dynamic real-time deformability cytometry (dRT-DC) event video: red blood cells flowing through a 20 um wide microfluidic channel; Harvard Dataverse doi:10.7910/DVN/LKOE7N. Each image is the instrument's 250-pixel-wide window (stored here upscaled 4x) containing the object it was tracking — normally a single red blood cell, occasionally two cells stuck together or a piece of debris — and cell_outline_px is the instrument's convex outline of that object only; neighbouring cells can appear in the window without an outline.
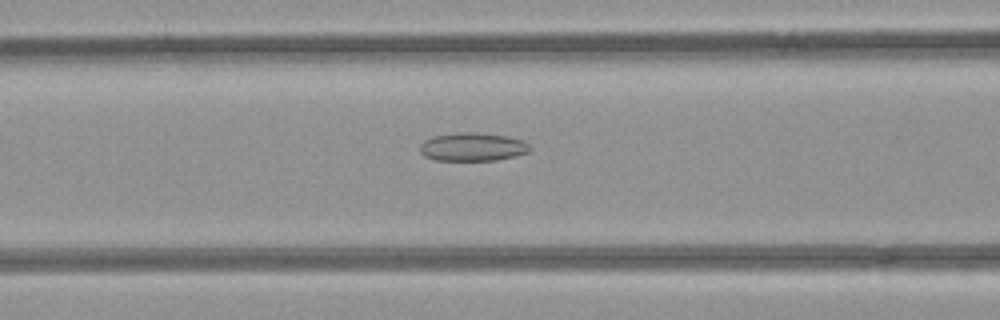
{"species": "common noctule bat (a hibernating species)", "species_latin": "Nyctalus noctula", "temperature_condition": "room temperature", "stored_images_in_passage": 53, "camera_frame_rate_fps": 3000, "um_per_image_px": 0.085, "animal": {"sex": "female", "body_mass_g": 21.9}, "frame": {"image": 1, "passage_image": 22, "time_ms": 7.0, "image_size_px": [1000, 320], "cell_outline_px": [[532, 148], [528, 152], [516, 156], [496, 160], [436, 160], [424, 156], [420, 152], [420, 144], [424, 140], [432, 136], [456, 132], [472, 132], [508, 136], [524, 140]], "centroid_in_image_um": [40.17, 12.48], "position_along_channel_um": 126.4, "area_um2": 18.32}}
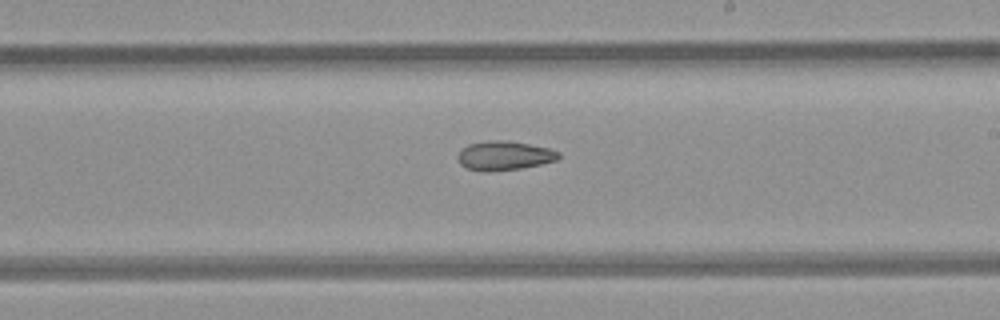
{"frame": {"image": 2, "passage_image": 31, "time_ms": 10.0, "image_size_px": [1000, 320], "cell_outline_px": [[560, 156], [556, 160], [540, 164], [520, 168], [468, 168], [460, 164], [456, 156], [468, 144], [488, 140], [508, 140], [548, 148], [560, 152]], "centroid_in_image_um": [42.9, 13.16], "position_along_channel_um": 246.1, "area_um2": 16.24}}
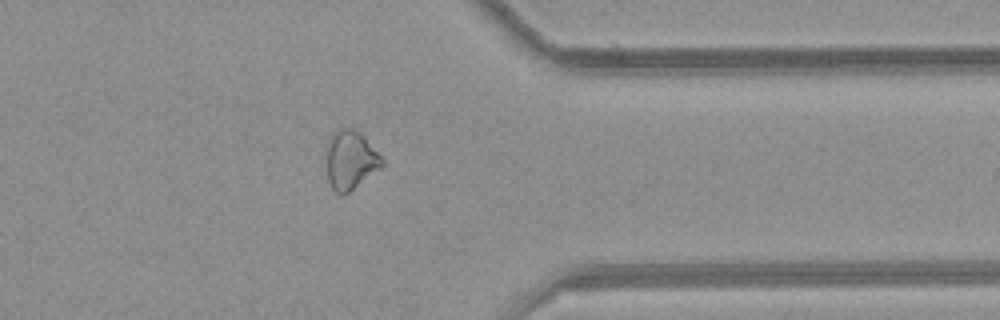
{"frame": {"image": 3, "passage_image": 42, "time_ms": 13.667, "image_size_px": [1000, 320], "cell_outline_px": [[384, 164], [380, 168], [348, 192], [336, 192], [332, 188], [328, 180], [328, 140], [340, 128], [352, 128], [360, 132], [364, 136], [384, 160]], "centroid_in_image_um": [29.82, 13.57], "position_along_channel_um": 381.6, "area_um2": 18.38}}